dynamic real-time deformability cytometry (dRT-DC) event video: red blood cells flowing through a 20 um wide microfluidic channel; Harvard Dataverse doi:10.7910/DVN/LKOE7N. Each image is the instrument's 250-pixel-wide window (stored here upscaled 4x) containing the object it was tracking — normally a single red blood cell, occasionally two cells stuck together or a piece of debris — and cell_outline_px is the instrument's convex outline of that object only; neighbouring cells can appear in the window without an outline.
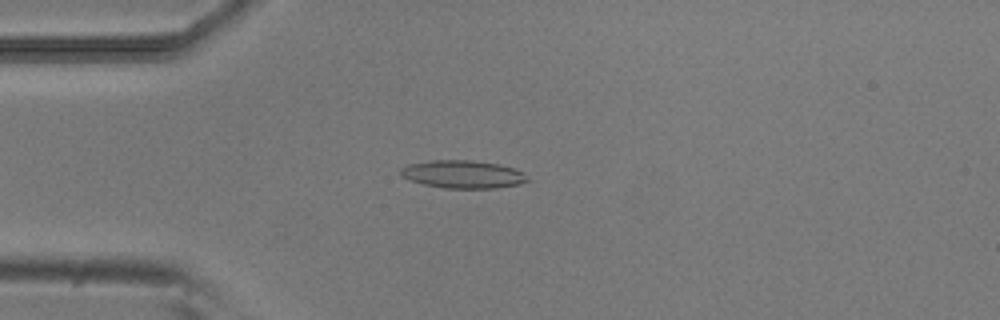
{"species": "common noctule bat (a hibernating species)", "species_latin": "Nyctalus noctula", "temperature_condition": "room temperature", "stored_images_in_passage": 52, "camera_frame_rate_fps": 3000, "um_per_image_px": 0.085, "animal": {"sex": "male", "body_mass_g": 20.5, "forearm_length_mm": 52.5}, "frame": {"image": 1, "passage_image": 13, "time_ms": 4.0, "image_size_px": [1000, 320], "cell_outline_px": [[532, 180], [520, 184], [496, 188], [444, 188], [424, 184], [408, 180], [400, 176], [400, 168], [408, 164], [428, 160], [472, 160], [500, 164], [516, 168], [524, 172]], "centroid_in_image_um": [39.37, 14.81], "position_along_channel_um": 45.6, "area_um2": 21.04}}
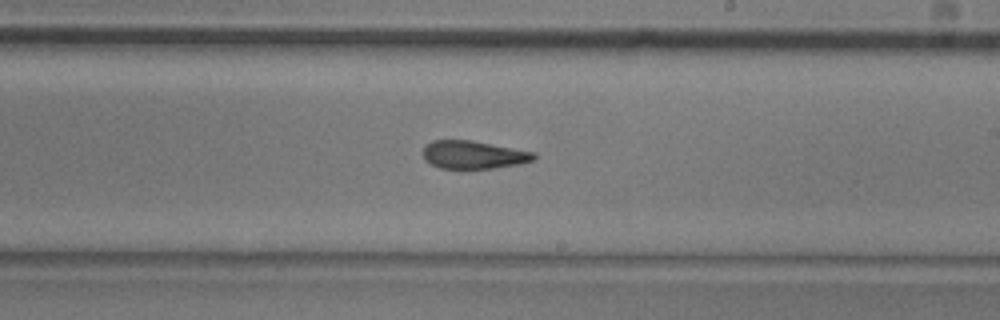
{"frame": {"image": 2, "passage_image": 30, "time_ms": 9.667, "image_size_px": [1000, 320], "cell_outline_px": [[540, 156], [536, 160], [520, 164], [492, 168], [440, 168], [424, 160], [424, 148], [432, 140], [472, 140], [536, 152]], "centroid_in_image_um": [40.33, 13.15], "position_along_channel_um": 248.7, "area_um2": 18.21}}
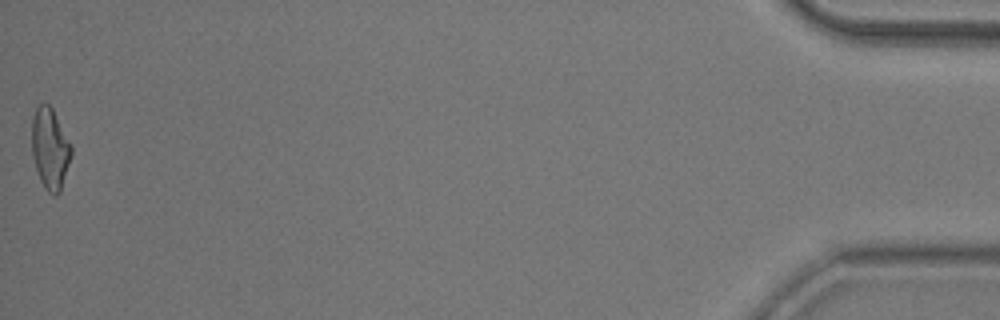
{"frame": {"image": 3, "passage_image": 52, "time_ms": 17.0, "image_size_px": [1000, 320], "cell_outline_px": [[72, 156], [60, 192], [56, 196], [52, 196], [44, 188], [40, 180], [36, 168], [32, 152], [32, 120], [36, 108], [40, 104], [48, 104], [52, 108], [72, 144]], "centroid_in_image_um": [4.28, 12.66], "position_along_channel_um": 430.9, "area_um2": 18.79}, "authors_computed_cell_mechanics": {"area_um2": 18.9873, "velocity_mm_per_s": 3.8382, "shape_relaxation_time_tau1_ms": 6.0147, "shape_relaxation_time_tau2_ms": 3.0679, "deformation_change_tau1": 0.169, "deformation_change_tau2": 0.1339}}